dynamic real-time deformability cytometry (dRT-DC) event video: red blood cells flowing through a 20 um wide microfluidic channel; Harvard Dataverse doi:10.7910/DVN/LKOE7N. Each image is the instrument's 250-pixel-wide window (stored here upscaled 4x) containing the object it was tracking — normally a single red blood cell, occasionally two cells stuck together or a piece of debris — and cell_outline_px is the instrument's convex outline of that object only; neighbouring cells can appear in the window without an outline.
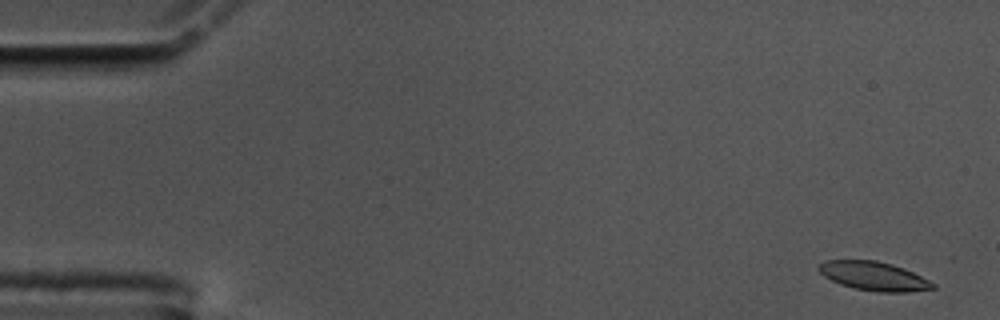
{"species": "common noctule bat (a hibernating species)", "species_latin": "Nyctalus noctula", "temperature_condition": "cold", "stored_images_in_passage": 57, "camera_frame_rate_fps": 3000, "um_per_image_px": 0.085, "animal": {"sex": "male", "body_mass_g": 17.5, "forearm_length_mm": 52.3}, "frame": {"image": 1, "passage_image": 3, "time_ms": 0.667, "image_size_px": [1000, 320], "cell_outline_px": [[936, 288], [908, 292], [880, 292], [856, 288], [840, 284], [824, 276], [816, 268], [824, 260], [876, 260], [892, 264], [904, 268], [936, 284]], "centroid_in_image_um": [74.27, 23.46], "position_along_channel_um": 10.7, "area_um2": 19.07}}
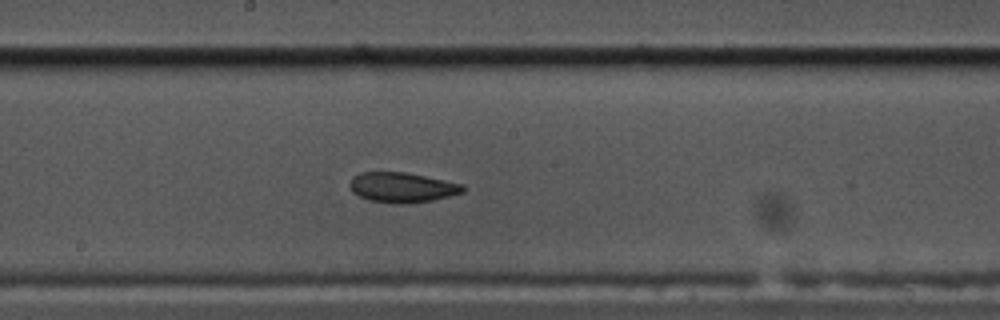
{"frame": {"image": 2, "passage_image": 31, "time_ms": 10.0, "image_size_px": [1000, 320], "cell_outline_px": [[464, 192], [432, 200], [408, 204], [392, 204], [368, 200], [352, 192], [348, 184], [352, 176], [360, 172], [404, 172], [464, 184]], "centroid_in_image_um": [34.13, 15.93], "position_along_channel_um": 214.1, "area_um2": 19.94}}
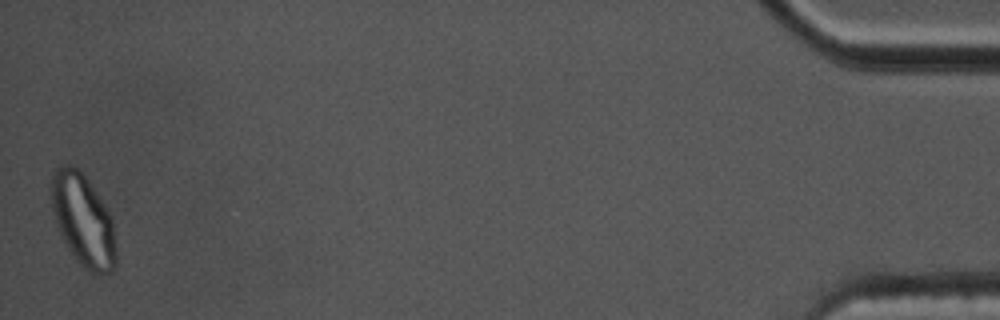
{"frame": {"image": 3, "passage_image": 57, "time_ms": 18.667, "image_size_px": [1000, 320], "cell_outline_px": [[116, 268], [112, 272], [88, 272], [76, 260], [68, 248], [56, 224], [52, 208], [52, 172], [56, 168], [64, 164], [68, 164], [76, 168], [88, 180], [108, 212], [112, 220], [116, 248]], "centroid_in_image_um": [7.07, 18.74], "position_along_channel_um": 428.1, "area_um2": 34.16}, "authors_computed_cell_mechanics": {"area_um2": 20.0566, "velocity_mm_per_s": 3.5418, "shape_relaxation_time_tau1_ms": 5.1526, "shape_relaxation_time_tau2_ms": 2.644, "deformation_change_tau1": 0.1491, "deformation_change_tau2": 0.0854}}